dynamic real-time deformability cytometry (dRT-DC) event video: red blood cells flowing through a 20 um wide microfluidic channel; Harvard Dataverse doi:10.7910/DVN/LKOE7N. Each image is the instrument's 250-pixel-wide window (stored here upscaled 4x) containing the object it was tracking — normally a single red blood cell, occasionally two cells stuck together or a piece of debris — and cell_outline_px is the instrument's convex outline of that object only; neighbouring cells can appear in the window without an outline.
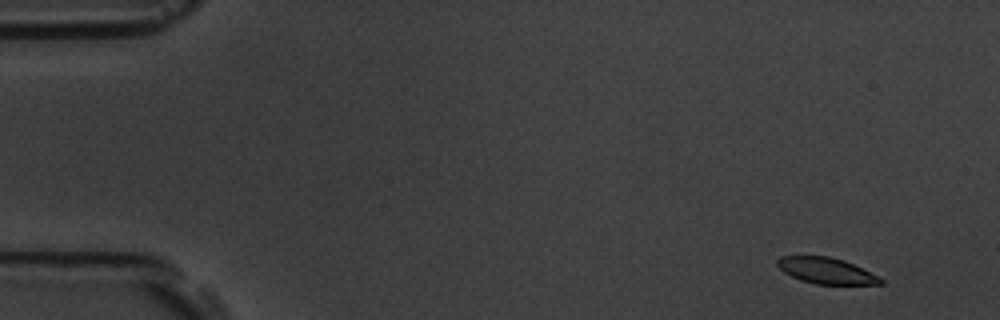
{"species": "common noctule bat (a hibernating species)", "species_latin": "Nyctalus noctula", "temperature_condition": "room temperature", "stored_images_in_passage": 4, "camera_frame_rate_fps": 3000, "um_per_image_px": 0.085, "animal": {"sex": "male", "body_mass_g": 19.5, "forearm_length_mm": 54.6}, "frame": {"image": 1, "passage_image": 1, "time_ms": 0.0, "image_size_px": [1000, 320], "cell_outline_px": [[884, 284], [816, 284], [800, 280], [784, 272], [776, 264], [776, 260], [780, 256], [828, 256], [844, 260], [880, 276], [884, 280]], "centroid_in_image_um": [70.25, 23.01], "position_along_channel_um": 14.8, "area_um2": 15.72}}
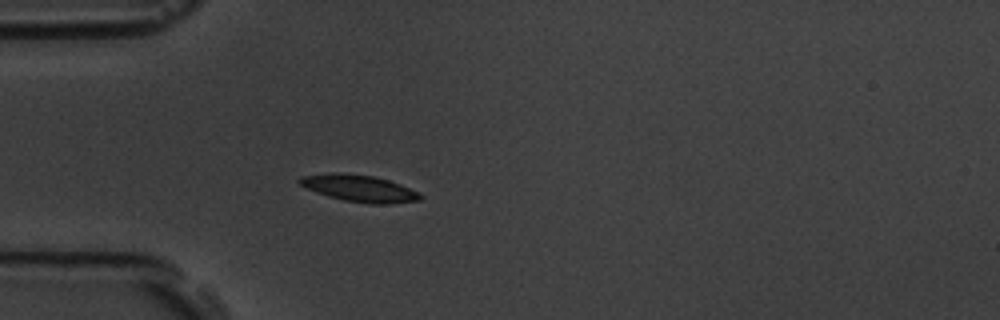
{"frame": {"image": 2, "passage_image": 4, "time_ms": 1.0, "image_size_px": [1000, 320], "cell_outline_px": [[424, 196], [420, 200], [384, 204], [368, 204], [344, 200], [328, 196], [316, 192], [300, 184], [296, 180], [300, 176], [332, 172], [344, 172], [372, 176], [388, 180], [400, 184], [420, 192]], "centroid_in_image_um": [30.54, 16.0], "position_along_channel_um": 54.5, "area_um2": 18.96}}